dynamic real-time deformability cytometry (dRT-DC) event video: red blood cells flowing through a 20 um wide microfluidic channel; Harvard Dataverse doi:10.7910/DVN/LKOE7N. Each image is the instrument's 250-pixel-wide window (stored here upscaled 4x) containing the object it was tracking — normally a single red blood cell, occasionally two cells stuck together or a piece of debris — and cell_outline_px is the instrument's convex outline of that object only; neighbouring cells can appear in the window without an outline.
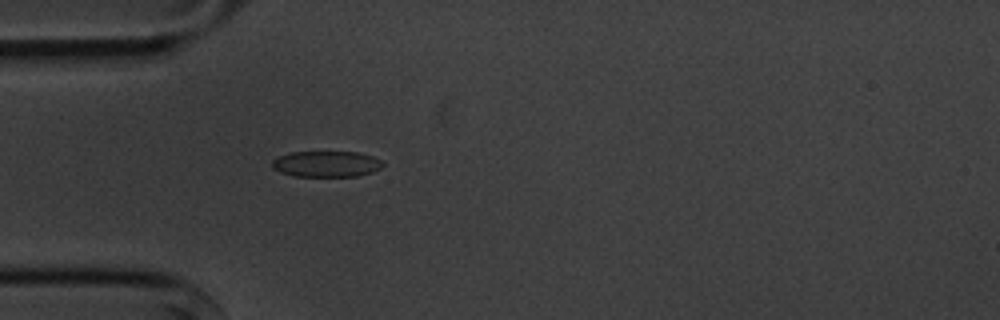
{"species": "common noctule bat (a hibernating species)", "species_latin": "Nyctalus noctula", "temperature_condition": "cold", "stored_images_in_passage": 5, "camera_frame_rate_fps": 3000, "um_per_image_px": 0.085, "animal": {"sex": "male", "body_mass_g": 20.1, "forearm_length_mm": 53.5}, "frame": {"image": 1, "passage_image": 5, "time_ms": 4.667, "image_size_px": [1000, 320], "cell_outline_px": [[384, 164], [380, 168], [372, 172], [356, 176], [292, 176], [280, 172], [272, 168], [272, 160], [276, 156], [292, 152], [360, 152], [372, 156], [380, 160]], "centroid_in_image_um": [27.7, 13.93], "position_along_channel_um": 57.3, "area_um2": 16.82}}